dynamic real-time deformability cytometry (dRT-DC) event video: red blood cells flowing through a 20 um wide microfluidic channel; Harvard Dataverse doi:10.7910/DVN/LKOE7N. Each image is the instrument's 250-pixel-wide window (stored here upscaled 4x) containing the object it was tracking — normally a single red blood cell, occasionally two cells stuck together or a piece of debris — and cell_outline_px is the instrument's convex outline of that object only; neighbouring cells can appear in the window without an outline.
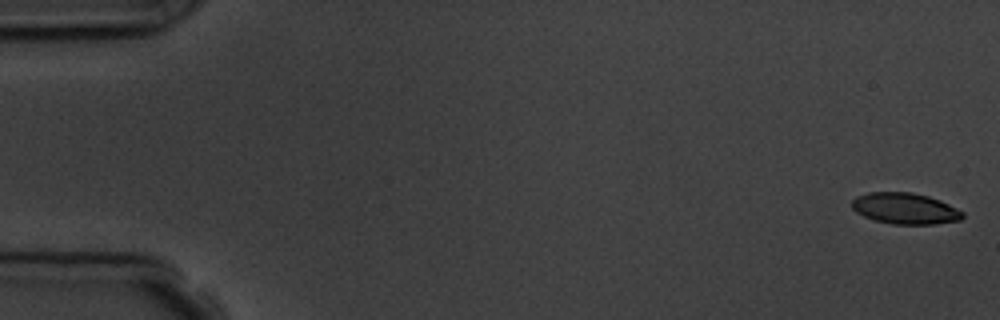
{"species": "common noctule bat (a hibernating species)", "species_latin": "Nyctalus noctula", "temperature_condition": "room temperature", "stored_images_in_passage": 5, "camera_frame_rate_fps": 3000, "um_per_image_px": 0.085, "animal": {"sex": "male", "body_mass_g": 19.5, "forearm_length_mm": 54.6}, "frame": {"image": 1, "passage_image": 1, "time_ms": 0.0, "image_size_px": [1000, 320], "cell_outline_px": [[964, 216], [960, 220], [932, 224], [892, 224], [876, 220], [864, 216], [856, 212], [852, 208], [852, 200], [856, 196], [868, 192], [912, 192], [928, 196], [940, 200], [964, 212]], "centroid_in_image_um": [76.92, 17.71], "position_along_channel_um": 8.1, "area_um2": 20.06}}
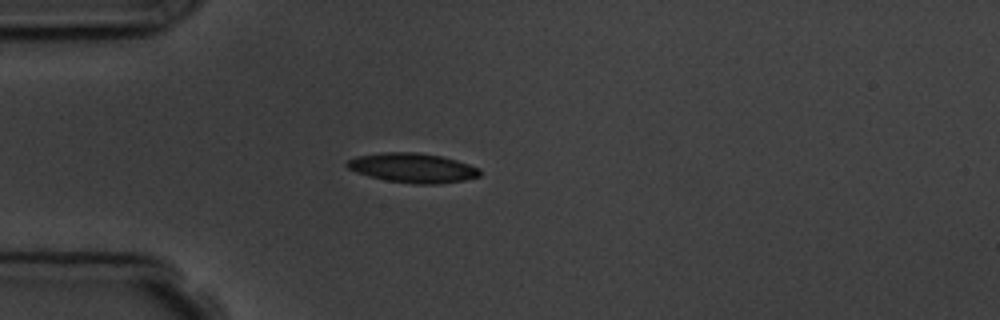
{"frame": {"image": 2, "passage_image": 5, "time_ms": 4.667, "image_size_px": [1000, 320], "cell_outline_px": [[480, 176], [464, 180], [436, 184], [416, 184], [384, 180], [368, 176], [356, 172], [348, 168], [344, 164], [348, 160], [356, 156], [384, 152], [416, 152], [440, 156], [456, 160], [480, 168]], "centroid_in_image_um": [35.05, 14.27], "position_along_channel_um": 50.0, "area_um2": 22.83}}